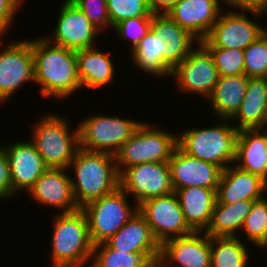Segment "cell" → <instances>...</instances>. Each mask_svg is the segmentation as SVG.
<instances>
[{
  "mask_svg": "<svg viewBox=\"0 0 267 267\" xmlns=\"http://www.w3.org/2000/svg\"><path fill=\"white\" fill-rule=\"evenodd\" d=\"M41 37L32 39L34 83L39 84V93L45 98H68L82 88L76 51L55 45Z\"/></svg>",
  "mask_w": 267,
  "mask_h": 267,
  "instance_id": "6da1fadb",
  "label": "cell"
},
{
  "mask_svg": "<svg viewBox=\"0 0 267 267\" xmlns=\"http://www.w3.org/2000/svg\"><path fill=\"white\" fill-rule=\"evenodd\" d=\"M69 168H74L76 174L75 179L71 177V184L79 208L119 187L115 155L110 153L79 148Z\"/></svg>",
  "mask_w": 267,
  "mask_h": 267,
  "instance_id": "7a4b0ae2",
  "label": "cell"
},
{
  "mask_svg": "<svg viewBox=\"0 0 267 267\" xmlns=\"http://www.w3.org/2000/svg\"><path fill=\"white\" fill-rule=\"evenodd\" d=\"M51 267H82L91 261L94 245L84 212L57 213L53 217Z\"/></svg>",
  "mask_w": 267,
  "mask_h": 267,
  "instance_id": "3957f363",
  "label": "cell"
},
{
  "mask_svg": "<svg viewBox=\"0 0 267 267\" xmlns=\"http://www.w3.org/2000/svg\"><path fill=\"white\" fill-rule=\"evenodd\" d=\"M213 127L185 129L177 134V146L184 153L226 169L236 159L239 130L230 119ZM230 164V165H229Z\"/></svg>",
  "mask_w": 267,
  "mask_h": 267,
  "instance_id": "277c9868",
  "label": "cell"
},
{
  "mask_svg": "<svg viewBox=\"0 0 267 267\" xmlns=\"http://www.w3.org/2000/svg\"><path fill=\"white\" fill-rule=\"evenodd\" d=\"M33 123L30 140L48 168L67 169L79 149V129L70 130L65 117L48 113Z\"/></svg>",
  "mask_w": 267,
  "mask_h": 267,
  "instance_id": "5b68a950",
  "label": "cell"
},
{
  "mask_svg": "<svg viewBox=\"0 0 267 267\" xmlns=\"http://www.w3.org/2000/svg\"><path fill=\"white\" fill-rule=\"evenodd\" d=\"M166 131L143 122L115 154L118 173L137 164L168 162L178 146L177 135Z\"/></svg>",
  "mask_w": 267,
  "mask_h": 267,
  "instance_id": "8992f818",
  "label": "cell"
},
{
  "mask_svg": "<svg viewBox=\"0 0 267 267\" xmlns=\"http://www.w3.org/2000/svg\"><path fill=\"white\" fill-rule=\"evenodd\" d=\"M127 195L118 187L108 195L81 207L87 218L89 235L94 246L107 242L138 212V205L134 203L131 206Z\"/></svg>",
  "mask_w": 267,
  "mask_h": 267,
  "instance_id": "52a82bcc",
  "label": "cell"
},
{
  "mask_svg": "<svg viewBox=\"0 0 267 267\" xmlns=\"http://www.w3.org/2000/svg\"><path fill=\"white\" fill-rule=\"evenodd\" d=\"M93 114L79 122V148L115 155L143 121Z\"/></svg>",
  "mask_w": 267,
  "mask_h": 267,
  "instance_id": "ba28073f",
  "label": "cell"
},
{
  "mask_svg": "<svg viewBox=\"0 0 267 267\" xmlns=\"http://www.w3.org/2000/svg\"><path fill=\"white\" fill-rule=\"evenodd\" d=\"M232 9L224 13V9L213 25L209 35L201 40L204 47H216L224 49L245 50L251 43L263 35V27L250 19L247 15L255 16L256 20L261 16L259 10L239 11Z\"/></svg>",
  "mask_w": 267,
  "mask_h": 267,
  "instance_id": "9c48e42d",
  "label": "cell"
},
{
  "mask_svg": "<svg viewBox=\"0 0 267 267\" xmlns=\"http://www.w3.org/2000/svg\"><path fill=\"white\" fill-rule=\"evenodd\" d=\"M119 187L136 205L174 192L168 162H147L124 168L119 173ZM135 200V201H134Z\"/></svg>",
  "mask_w": 267,
  "mask_h": 267,
  "instance_id": "30bf717a",
  "label": "cell"
},
{
  "mask_svg": "<svg viewBox=\"0 0 267 267\" xmlns=\"http://www.w3.org/2000/svg\"><path fill=\"white\" fill-rule=\"evenodd\" d=\"M138 212L146 219L160 245L169 239L193 232L184 219L175 192L143 201L138 205Z\"/></svg>",
  "mask_w": 267,
  "mask_h": 267,
  "instance_id": "8fae6325",
  "label": "cell"
},
{
  "mask_svg": "<svg viewBox=\"0 0 267 267\" xmlns=\"http://www.w3.org/2000/svg\"><path fill=\"white\" fill-rule=\"evenodd\" d=\"M196 47L172 69L170 77L175 78V85L182 93L197 94L207 100L214 91L219 74L210 52L200 42Z\"/></svg>",
  "mask_w": 267,
  "mask_h": 267,
  "instance_id": "7c38bea8",
  "label": "cell"
},
{
  "mask_svg": "<svg viewBox=\"0 0 267 267\" xmlns=\"http://www.w3.org/2000/svg\"><path fill=\"white\" fill-rule=\"evenodd\" d=\"M7 45L0 50V103L11 99L28 81L35 82L32 39Z\"/></svg>",
  "mask_w": 267,
  "mask_h": 267,
  "instance_id": "4fadbf2b",
  "label": "cell"
},
{
  "mask_svg": "<svg viewBox=\"0 0 267 267\" xmlns=\"http://www.w3.org/2000/svg\"><path fill=\"white\" fill-rule=\"evenodd\" d=\"M59 10L52 35H47L45 38L55 45L74 51L95 47L97 43L94 41L101 32L94 27L86 15L70 0H63Z\"/></svg>",
  "mask_w": 267,
  "mask_h": 267,
  "instance_id": "5bb4252c",
  "label": "cell"
},
{
  "mask_svg": "<svg viewBox=\"0 0 267 267\" xmlns=\"http://www.w3.org/2000/svg\"><path fill=\"white\" fill-rule=\"evenodd\" d=\"M163 267H211V237L203 231L172 238L161 245Z\"/></svg>",
  "mask_w": 267,
  "mask_h": 267,
  "instance_id": "9a60e30c",
  "label": "cell"
},
{
  "mask_svg": "<svg viewBox=\"0 0 267 267\" xmlns=\"http://www.w3.org/2000/svg\"><path fill=\"white\" fill-rule=\"evenodd\" d=\"M174 192L191 186L218 191L222 169L210 162L190 156L178 147L168 161Z\"/></svg>",
  "mask_w": 267,
  "mask_h": 267,
  "instance_id": "2e32d148",
  "label": "cell"
},
{
  "mask_svg": "<svg viewBox=\"0 0 267 267\" xmlns=\"http://www.w3.org/2000/svg\"><path fill=\"white\" fill-rule=\"evenodd\" d=\"M224 0H177L166 13L196 39L204 40L223 11Z\"/></svg>",
  "mask_w": 267,
  "mask_h": 267,
  "instance_id": "e0dca14e",
  "label": "cell"
},
{
  "mask_svg": "<svg viewBox=\"0 0 267 267\" xmlns=\"http://www.w3.org/2000/svg\"><path fill=\"white\" fill-rule=\"evenodd\" d=\"M10 164L13 184V197L33 186L37 179L48 169L41 155L31 141H16L2 145ZM24 189V190H23Z\"/></svg>",
  "mask_w": 267,
  "mask_h": 267,
  "instance_id": "ac0fdd59",
  "label": "cell"
},
{
  "mask_svg": "<svg viewBox=\"0 0 267 267\" xmlns=\"http://www.w3.org/2000/svg\"><path fill=\"white\" fill-rule=\"evenodd\" d=\"M66 170L48 168L28 190L27 195L40 205H49L61 211L58 213H70L80 209L73 195L71 177Z\"/></svg>",
  "mask_w": 267,
  "mask_h": 267,
  "instance_id": "d6986e66",
  "label": "cell"
},
{
  "mask_svg": "<svg viewBox=\"0 0 267 267\" xmlns=\"http://www.w3.org/2000/svg\"><path fill=\"white\" fill-rule=\"evenodd\" d=\"M106 243L117 251L144 253L152 262L160 258L161 245L154 237L146 219L139 212Z\"/></svg>",
  "mask_w": 267,
  "mask_h": 267,
  "instance_id": "ffe728a7",
  "label": "cell"
},
{
  "mask_svg": "<svg viewBox=\"0 0 267 267\" xmlns=\"http://www.w3.org/2000/svg\"><path fill=\"white\" fill-rule=\"evenodd\" d=\"M266 193L267 182L260 176L233 164L222 170L217 191L219 203L232 204L242 200H259L267 195Z\"/></svg>",
  "mask_w": 267,
  "mask_h": 267,
  "instance_id": "44dd1931",
  "label": "cell"
},
{
  "mask_svg": "<svg viewBox=\"0 0 267 267\" xmlns=\"http://www.w3.org/2000/svg\"><path fill=\"white\" fill-rule=\"evenodd\" d=\"M151 29L166 43V66L171 71L187 58L195 48L193 45L199 43L198 39L166 13H153Z\"/></svg>",
  "mask_w": 267,
  "mask_h": 267,
  "instance_id": "7402d4cb",
  "label": "cell"
},
{
  "mask_svg": "<svg viewBox=\"0 0 267 267\" xmlns=\"http://www.w3.org/2000/svg\"><path fill=\"white\" fill-rule=\"evenodd\" d=\"M236 162V163H235ZM234 164L267 182V129H241Z\"/></svg>",
  "mask_w": 267,
  "mask_h": 267,
  "instance_id": "603a6c76",
  "label": "cell"
},
{
  "mask_svg": "<svg viewBox=\"0 0 267 267\" xmlns=\"http://www.w3.org/2000/svg\"><path fill=\"white\" fill-rule=\"evenodd\" d=\"M183 216L193 231H205L210 224L217 201V191L191 186L177 189Z\"/></svg>",
  "mask_w": 267,
  "mask_h": 267,
  "instance_id": "cb8c5ba5",
  "label": "cell"
},
{
  "mask_svg": "<svg viewBox=\"0 0 267 267\" xmlns=\"http://www.w3.org/2000/svg\"><path fill=\"white\" fill-rule=\"evenodd\" d=\"M110 54V52L100 51L98 47L76 51L78 74L82 88L97 89L113 83L116 68Z\"/></svg>",
  "mask_w": 267,
  "mask_h": 267,
  "instance_id": "d4e9b609",
  "label": "cell"
},
{
  "mask_svg": "<svg viewBox=\"0 0 267 267\" xmlns=\"http://www.w3.org/2000/svg\"><path fill=\"white\" fill-rule=\"evenodd\" d=\"M267 85L265 78H249L245 96L237 113L230 119L239 120L237 130L266 128L267 126Z\"/></svg>",
  "mask_w": 267,
  "mask_h": 267,
  "instance_id": "484cf974",
  "label": "cell"
},
{
  "mask_svg": "<svg viewBox=\"0 0 267 267\" xmlns=\"http://www.w3.org/2000/svg\"><path fill=\"white\" fill-rule=\"evenodd\" d=\"M248 79L244 74L219 76L207 101L218 119H231L237 113L248 87Z\"/></svg>",
  "mask_w": 267,
  "mask_h": 267,
  "instance_id": "4316f807",
  "label": "cell"
},
{
  "mask_svg": "<svg viewBox=\"0 0 267 267\" xmlns=\"http://www.w3.org/2000/svg\"><path fill=\"white\" fill-rule=\"evenodd\" d=\"M256 200L226 204L216 201L209 226L204 231L210 237H239L245 218Z\"/></svg>",
  "mask_w": 267,
  "mask_h": 267,
  "instance_id": "83f0119b",
  "label": "cell"
},
{
  "mask_svg": "<svg viewBox=\"0 0 267 267\" xmlns=\"http://www.w3.org/2000/svg\"><path fill=\"white\" fill-rule=\"evenodd\" d=\"M137 69L159 77H170L171 70L166 66V43L152 29L131 51Z\"/></svg>",
  "mask_w": 267,
  "mask_h": 267,
  "instance_id": "f1b7e54d",
  "label": "cell"
},
{
  "mask_svg": "<svg viewBox=\"0 0 267 267\" xmlns=\"http://www.w3.org/2000/svg\"><path fill=\"white\" fill-rule=\"evenodd\" d=\"M242 237H211V267H248L250 254ZM243 241V242H242Z\"/></svg>",
  "mask_w": 267,
  "mask_h": 267,
  "instance_id": "f546056e",
  "label": "cell"
},
{
  "mask_svg": "<svg viewBox=\"0 0 267 267\" xmlns=\"http://www.w3.org/2000/svg\"><path fill=\"white\" fill-rule=\"evenodd\" d=\"M90 267H147L152 261L144 253L117 251L106 242L94 246Z\"/></svg>",
  "mask_w": 267,
  "mask_h": 267,
  "instance_id": "4dcf8cb0",
  "label": "cell"
},
{
  "mask_svg": "<svg viewBox=\"0 0 267 267\" xmlns=\"http://www.w3.org/2000/svg\"><path fill=\"white\" fill-rule=\"evenodd\" d=\"M242 229L245 239L258 248L267 240V196L254 201Z\"/></svg>",
  "mask_w": 267,
  "mask_h": 267,
  "instance_id": "1f68e13d",
  "label": "cell"
},
{
  "mask_svg": "<svg viewBox=\"0 0 267 267\" xmlns=\"http://www.w3.org/2000/svg\"><path fill=\"white\" fill-rule=\"evenodd\" d=\"M244 75L249 78L267 77V37L263 34L244 50Z\"/></svg>",
  "mask_w": 267,
  "mask_h": 267,
  "instance_id": "d6a6232c",
  "label": "cell"
},
{
  "mask_svg": "<svg viewBox=\"0 0 267 267\" xmlns=\"http://www.w3.org/2000/svg\"><path fill=\"white\" fill-rule=\"evenodd\" d=\"M107 10L112 26L121 20L153 15L149 0H107Z\"/></svg>",
  "mask_w": 267,
  "mask_h": 267,
  "instance_id": "836d02e7",
  "label": "cell"
},
{
  "mask_svg": "<svg viewBox=\"0 0 267 267\" xmlns=\"http://www.w3.org/2000/svg\"><path fill=\"white\" fill-rule=\"evenodd\" d=\"M213 57L219 76L244 74V50L205 47Z\"/></svg>",
  "mask_w": 267,
  "mask_h": 267,
  "instance_id": "e575fe53",
  "label": "cell"
},
{
  "mask_svg": "<svg viewBox=\"0 0 267 267\" xmlns=\"http://www.w3.org/2000/svg\"><path fill=\"white\" fill-rule=\"evenodd\" d=\"M151 22L152 17H134L119 21L113 26V30L117 33L116 38L119 37L122 41L132 42L130 50L133 51L151 30Z\"/></svg>",
  "mask_w": 267,
  "mask_h": 267,
  "instance_id": "d590c367",
  "label": "cell"
},
{
  "mask_svg": "<svg viewBox=\"0 0 267 267\" xmlns=\"http://www.w3.org/2000/svg\"><path fill=\"white\" fill-rule=\"evenodd\" d=\"M75 7L83 12L94 27L101 31L113 26L107 10V0H70Z\"/></svg>",
  "mask_w": 267,
  "mask_h": 267,
  "instance_id": "8d00e7d4",
  "label": "cell"
},
{
  "mask_svg": "<svg viewBox=\"0 0 267 267\" xmlns=\"http://www.w3.org/2000/svg\"><path fill=\"white\" fill-rule=\"evenodd\" d=\"M13 198V184L10 176V164L7 154L0 146V200Z\"/></svg>",
  "mask_w": 267,
  "mask_h": 267,
  "instance_id": "74e56055",
  "label": "cell"
},
{
  "mask_svg": "<svg viewBox=\"0 0 267 267\" xmlns=\"http://www.w3.org/2000/svg\"><path fill=\"white\" fill-rule=\"evenodd\" d=\"M24 0H0V29L7 34L12 23L14 15L17 13L19 8L23 6Z\"/></svg>",
  "mask_w": 267,
  "mask_h": 267,
  "instance_id": "f35d334b",
  "label": "cell"
},
{
  "mask_svg": "<svg viewBox=\"0 0 267 267\" xmlns=\"http://www.w3.org/2000/svg\"><path fill=\"white\" fill-rule=\"evenodd\" d=\"M227 7L244 10H261L267 5V0H224Z\"/></svg>",
  "mask_w": 267,
  "mask_h": 267,
  "instance_id": "ab89813d",
  "label": "cell"
},
{
  "mask_svg": "<svg viewBox=\"0 0 267 267\" xmlns=\"http://www.w3.org/2000/svg\"><path fill=\"white\" fill-rule=\"evenodd\" d=\"M177 0H149L153 13H167Z\"/></svg>",
  "mask_w": 267,
  "mask_h": 267,
  "instance_id": "60d3db41",
  "label": "cell"
},
{
  "mask_svg": "<svg viewBox=\"0 0 267 267\" xmlns=\"http://www.w3.org/2000/svg\"><path fill=\"white\" fill-rule=\"evenodd\" d=\"M262 16L266 13L267 14V5L260 10ZM263 34L267 37V27H263Z\"/></svg>",
  "mask_w": 267,
  "mask_h": 267,
  "instance_id": "b9f144b4",
  "label": "cell"
},
{
  "mask_svg": "<svg viewBox=\"0 0 267 267\" xmlns=\"http://www.w3.org/2000/svg\"><path fill=\"white\" fill-rule=\"evenodd\" d=\"M147 267H163V265L158 260V261L151 262Z\"/></svg>",
  "mask_w": 267,
  "mask_h": 267,
  "instance_id": "7bdbcfd3",
  "label": "cell"
},
{
  "mask_svg": "<svg viewBox=\"0 0 267 267\" xmlns=\"http://www.w3.org/2000/svg\"><path fill=\"white\" fill-rule=\"evenodd\" d=\"M259 248H261V249H265L266 248L267 249V240Z\"/></svg>",
  "mask_w": 267,
  "mask_h": 267,
  "instance_id": "ee69618b",
  "label": "cell"
},
{
  "mask_svg": "<svg viewBox=\"0 0 267 267\" xmlns=\"http://www.w3.org/2000/svg\"><path fill=\"white\" fill-rule=\"evenodd\" d=\"M4 35H5V33L0 29V39L2 38V40L4 39L3 37H4ZM1 41H0V45H1Z\"/></svg>",
  "mask_w": 267,
  "mask_h": 267,
  "instance_id": "f6af8a7d",
  "label": "cell"
},
{
  "mask_svg": "<svg viewBox=\"0 0 267 267\" xmlns=\"http://www.w3.org/2000/svg\"><path fill=\"white\" fill-rule=\"evenodd\" d=\"M266 85H267V77H265ZM266 102H267V94H266Z\"/></svg>",
  "mask_w": 267,
  "mask_h": 267,
  "instance_id": "bcb514c9",
  "label": "cell"
}]
</instances>
